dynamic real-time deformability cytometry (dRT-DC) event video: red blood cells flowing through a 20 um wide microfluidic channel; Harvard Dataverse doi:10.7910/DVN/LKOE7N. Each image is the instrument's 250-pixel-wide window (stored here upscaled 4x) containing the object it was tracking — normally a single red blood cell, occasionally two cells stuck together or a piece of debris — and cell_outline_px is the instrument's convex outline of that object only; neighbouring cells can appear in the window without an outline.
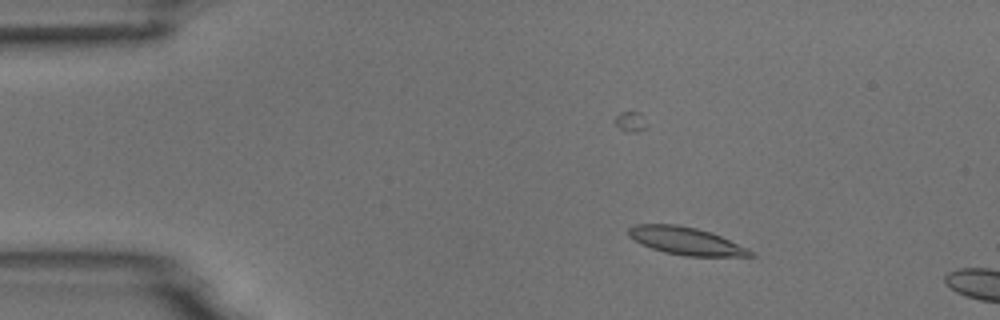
{"species": "common noctule bat (a hibernating species)", "species_latin": "Nyctalus noctula", "temperature_condition": "room temperature", "stored_images_in_passage": 6, "camera_frame_rate_fps": 3000, "um_per_image_px": 0.085, "animal": {"sex": "male", "body_mass_g": 18.8}, "frame": {"image": 1, "passage_image": 4, "time_ms": 1.0, "image_size_px": [1000, 320], "cell_outline_px": [[756, 256], [684, 256], [664, 252], [640, 244], [628, 236], [628, 228], [636, 224], [676, 224], [696, 228], [712, 232], [748, 248]], "centroid_in_image_um": [58.29, 20.47], "position_along_channel_um": 26.7, "area_um2": 19.65}}